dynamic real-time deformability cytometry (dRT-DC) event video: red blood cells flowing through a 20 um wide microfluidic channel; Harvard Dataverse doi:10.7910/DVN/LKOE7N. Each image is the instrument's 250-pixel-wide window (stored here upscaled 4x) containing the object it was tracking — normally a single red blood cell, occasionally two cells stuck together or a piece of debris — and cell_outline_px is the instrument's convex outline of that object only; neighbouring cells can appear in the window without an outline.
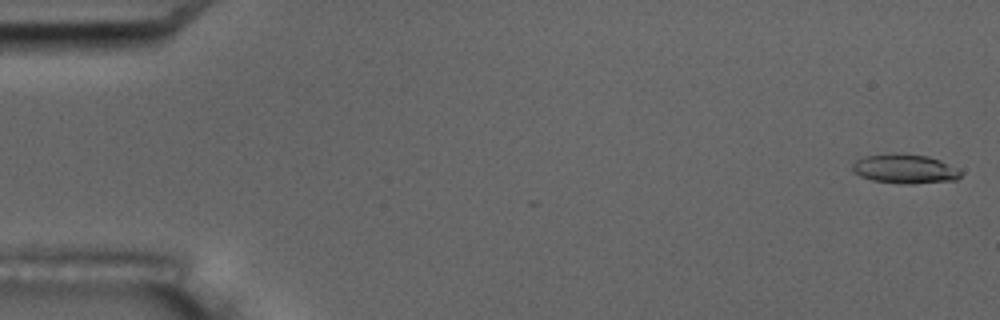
{"species": "common noctule bat (a hibernating species)", "species_latin": "Nyctalus noctula", "temperature_condition": "room temperature", "stored_images_in_passage": 10, "camera_frame_rate_fps": 3000, "um_per_image_px": 0.085, "animal": {"sex": "male", "body_mass_g": 17.5, "forearm_length_mm": 52.3}, "frame": {"image": 1, "passage_image": 1, "time_ms": 0.0, "image_size_px": [1000, 320], "cell_outline_px": [[964, 172], [956, 180], [916, 184], [900, 184], [872, 180], [860, 176], [852, 172], [852, 164], [856, 160], [864, 156], [928, 156], [940, 160]], "centroid_in_image_um": [76.94, 14.41], "position_along_channel_um": 8.1, "area_um2": 17.92}}
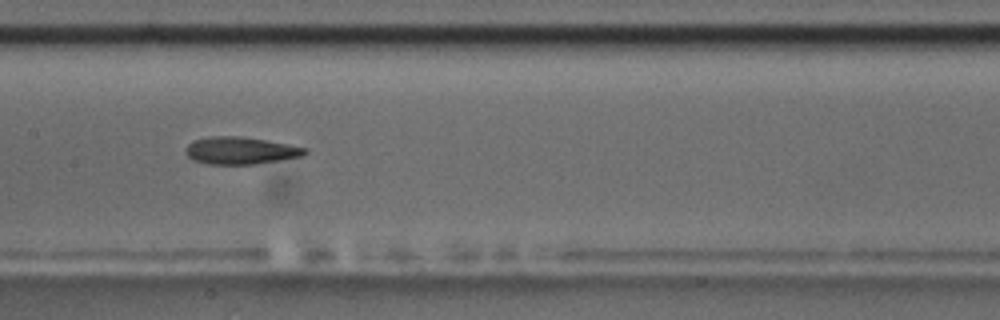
{"frame": {"image": 2, "passage_image": 9, "time_ms": 9.333, "image_size_px": [1000, 320], "cell_outline_px": [[308, 152], [304, 156], [256, 164], [208, 164], [192, 160], [184, 152], [184, 148], [192, 140], [208, 136], [240, 136], [268, 140], [308, 148]], "centroid_in_image_um": [20.43, 12.79], "position_along_channel_um": 187.0, "area_um2": 19.31}}